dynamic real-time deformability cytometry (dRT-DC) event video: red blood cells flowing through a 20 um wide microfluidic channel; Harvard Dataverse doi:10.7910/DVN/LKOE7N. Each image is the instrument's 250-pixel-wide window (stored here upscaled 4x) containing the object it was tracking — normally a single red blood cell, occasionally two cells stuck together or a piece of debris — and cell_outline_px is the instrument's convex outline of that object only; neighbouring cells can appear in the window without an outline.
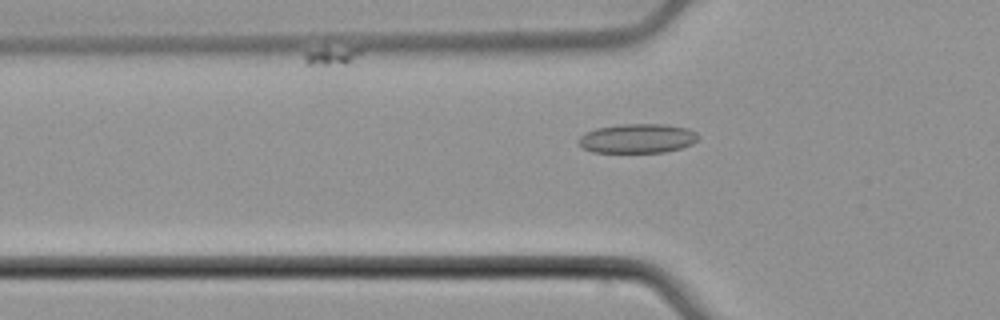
{"species": "common noctule bat (a hibernating species)", "species_latin": "Nyctalus noctula", "temperature_condition": "cold", "stored_images_in_passage": 52, "camera_frame_rate_fps": 3000, "um_per_image_px": 0.085, "animal": {"sex": "male", "body_mass_g": 21.5, "forearm_length_mm": 52.0}, "frame": {"image": 1, "passage_image": 17, "time_ms": 5.333, "image_size_px": [1000, 320], "cell_outline_px": [[700, 136], [692, 144], [680, 148], [664, 152], [592, 152], [584, 148], [576, 140], [584, 132], [596, 128], [620, 124], [664, 124], [688, 128], [696, 132]], "centroid_in_image_um": [54.17, 11.76], "position_along_channel_um": 71.6, "area_um2": 20.52}}
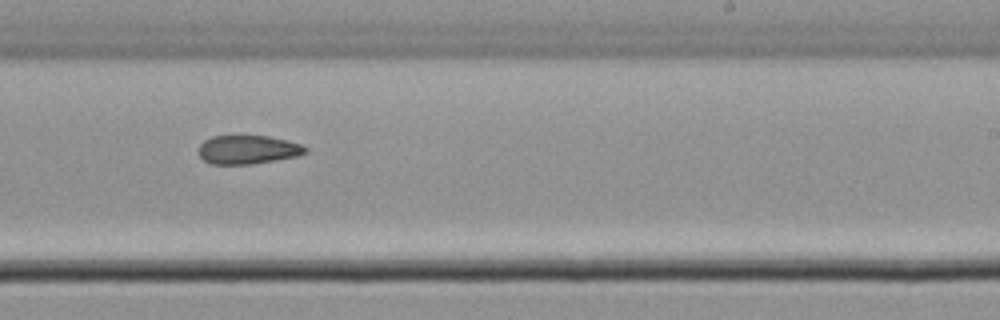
{"frame": {"image": 2, "passage_image": 32, "time_ms": 10.333, "image_size_px": [1000, 320], "cell_outline_px": [[308, 152], [296, 156], [248, 164], [212, 164], [204, 160], [196, 152], [196, 148], [204, 140], [212, 136], [268, 136], [300, 144], [308, 148]], "centroid_in_image_um": [21.0, 12.71], "position_along_channel_um": 268.0, "area_um2": 17.74}}
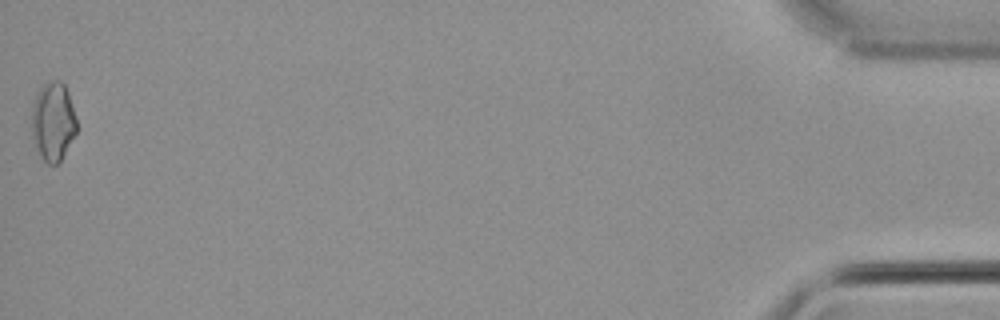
{"frame": {"image": 3, "passage_image": 52, "time_ms": 17.0, "image_size_px": [1000, 320], "cell_outline_px": [[76, 132], [60, 160], [56, 164], [48, 164], [40, 156], [32, 136], [32, 108], [36, 96], [40, 88], [44, 84], [52, 80], [60, 80], [64, 84], [68, 92], [76, 120]], "centroid_in_image_um": [4.5, 10.31], "position_along_channel_um": 430.7, "area_um2": 20.23}, "authors_computed_cell_mechanics": {"area_um2": 19.1607, "velocity_mm_per_s": 3.923, "shape_relaxation_time_tau1_ms": null, "shape_relaxation_time_tau2_ms": 6.2437, "deformation_change_tau1": null, "deformation_change_tau2": 0.1295}}